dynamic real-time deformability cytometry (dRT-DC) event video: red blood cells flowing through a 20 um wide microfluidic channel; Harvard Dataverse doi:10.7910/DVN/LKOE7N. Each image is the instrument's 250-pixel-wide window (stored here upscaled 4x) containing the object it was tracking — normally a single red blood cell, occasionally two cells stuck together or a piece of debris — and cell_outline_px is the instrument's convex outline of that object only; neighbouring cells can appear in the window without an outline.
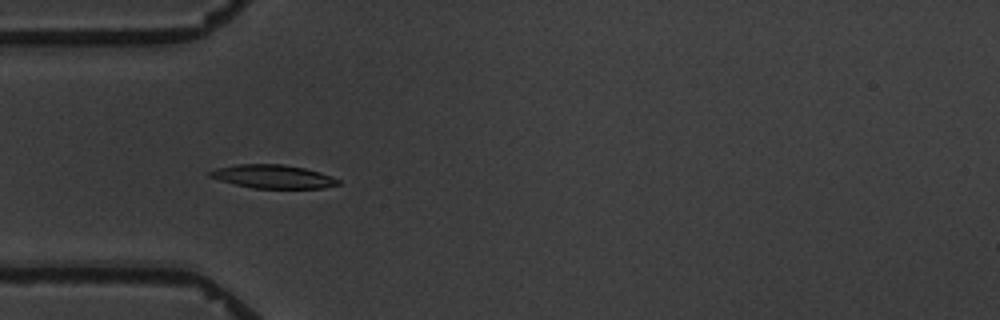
{"species": "common noctule bat (a hibernating species)", "species_latin": "Nyctalus noctula", "temperature_condition": "warm", "stored_images_in_passage": 4, "camera_frame_rate_fps": 3000, "um_per_image_px": 0.085, "animal": {"sex": "male", "body_mass_g": 19.5, "forearm_length_mm": 54.6}, "frame": {"image": 1, "passage_image": 2, "time_ms": 1.0, "image_size_px": [1000, 320], "cell_outline_px": [[340, 184], [324, 188], [252, 188], [220, 180], [208, 176], [208, 172], [216, 168], [236, 164], [280, 164], [304, 168], [320, 172], [332, 176], [340, 180]], "centroid_in_image_um": [23.22, 15.0], "position_along_channel_um": 61.8, "area_um2": 17.51}}
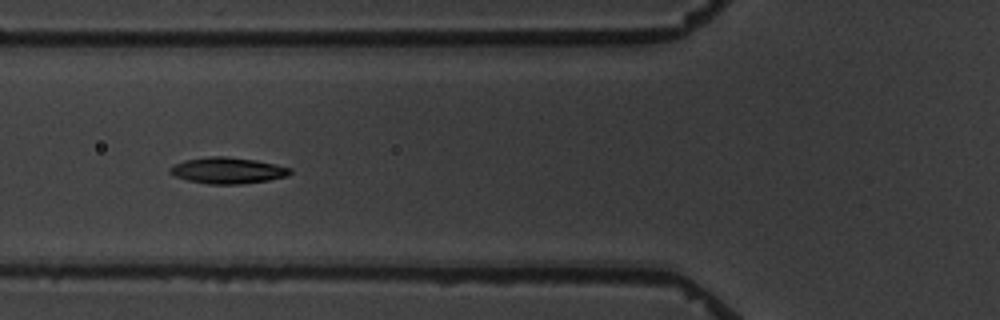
{"frame": {"image": 2, "passage_image": 3, "time_ms": 2.333, "image_size_px": [1000, 320], "cell_outline_px": [[292, 172], [288, 176], [268, 180], [240, 184], [208, 184], [188, 180], [176, 176], [168, 172], [168, 168], [184, 160], [208, 156], [228, 156], [256, 160], [276, 164], [292, 168]], "centroid_in_image_um": [19.37, 14.48], "position_along_channel_um": 106.4, "area_um2": 18.44}}
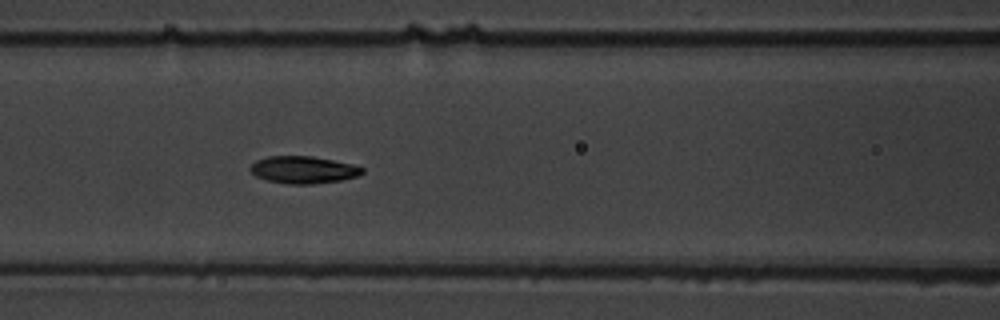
{"frame": {"image": 3, "passage_image": 4, "time_ms": 3.333, "image_size_px": [1000, 320], "cell_outline_px": [[364, 172], [356, 176], [340, 180], [312, 184], [288, 184], [268, 180], [256, 176], [248, 168], [256, 160], [268, 156], [312, 156], [352, 164], [364, 168]], "centroid_in_image_um": [25.76, 14.43], "position_along_channel_um": 140.8, "area_um2": 17.63}}